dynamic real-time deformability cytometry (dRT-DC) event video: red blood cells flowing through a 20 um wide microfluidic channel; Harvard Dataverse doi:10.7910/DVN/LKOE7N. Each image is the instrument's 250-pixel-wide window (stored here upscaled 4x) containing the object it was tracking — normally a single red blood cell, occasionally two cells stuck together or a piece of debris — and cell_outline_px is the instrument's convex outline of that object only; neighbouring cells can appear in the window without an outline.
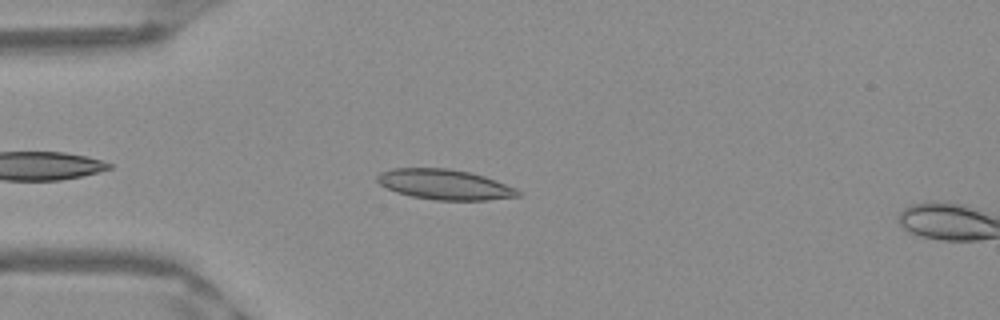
{"species": "Egyptian fruit bat (a non-hibernating species)", "species_latin": "Rousettus aegyptiacus", "temperature_condition": "warm", "stored_images_in_passage": 7, "camera_frame_rate_fps": 3000, "um_per_image_px": 0.085, "frame": {"image": 1, "passage_image": 5, "time_ms": 1.333, "image_size_px": [1000, 320], "cell_outline_px": [[524, 192], [520, 196], [488, 200], [436, 200], [412, 196], [396, 192], [380, 184], [376, 180], [376, 176], [380, 172], [392, 168], [448, 168], [472, 172], [484, 176], [516, 188]], "centroid_in_image_um": [37.82, 15.68], "position_along_channel_um": 47.2, "area_um2": 24.91}}